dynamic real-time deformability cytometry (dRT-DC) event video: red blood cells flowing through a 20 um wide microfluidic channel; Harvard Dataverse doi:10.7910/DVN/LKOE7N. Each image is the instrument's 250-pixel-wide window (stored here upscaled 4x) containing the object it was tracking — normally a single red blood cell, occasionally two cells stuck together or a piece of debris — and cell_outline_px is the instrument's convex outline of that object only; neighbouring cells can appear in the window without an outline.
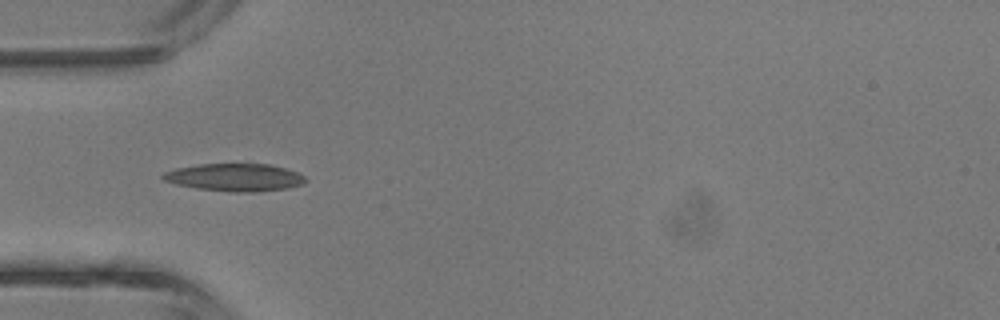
{"species": "common noctule bat (a hibernating species)", "species_latin": "Nyctalus noctula", "temperature_condition": "room temperature", "stored_images_in_passage": 29, "camera_frame_rate_fps": 3000, "um_per_image_px": 0.085, "animal": {"sex": "male", "body_mass_g": 13.3}, "frame": {"image": 1, "passage_image": 1, "time_ms": 0.0, "image_size_px": [1000, 320], "cell_outline_px": [[308, 180], [304, 184], [288, 188], [256, 192], [228, 192], [196, 188], [176, 184], [164, 180], [160, 176], [164, 172], [176, 168], [196, 164], [268, 164], [284, 168], [296, 172], [304, 176]], "centroid_in_image_um": [19.96, 15.08], "position_along_channel_um": 65.0, "area_um2": 23.06}}
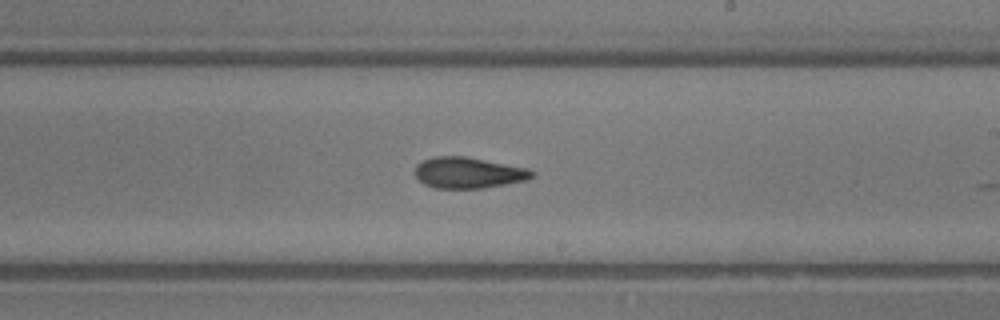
{"frame": {"image": 2, "passage_image": 12, "time_ms": 3.667, "image_size_px": [1000, 320], "cell_outline_px": [[536, 172], [528, 180], [484, 188], [436, 188], [424, 184], [416, 176], [416, 164], [432, 156], [464, 156], [528, 168]], "centroid_in_image_um": [39.83, 14.68], "position_along_channel_um": 249.2, "area_um2": 21.1}}
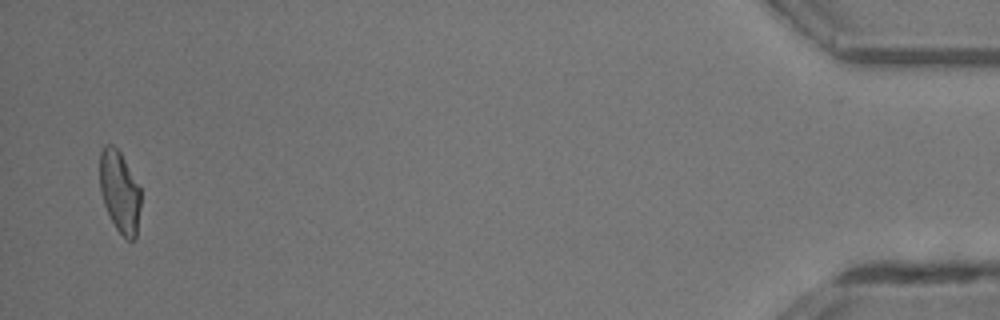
{"frame": {"image": 3, "passage_image": 28, "time_ms": 9.0, "image_size_px": [1000, 320], "cell_outline_px": [[140, 208], [136, 236], [132, 240], [128, 240], [116, 228], [104, 204], [100, 192], [100, 152], [104, 144], [112, 144], [120, 152], [140, 188]], "centroid_in_image_um": [10.16, 16.27], "position_along_channel_um": 425.0, "area_um2": 19.25}}